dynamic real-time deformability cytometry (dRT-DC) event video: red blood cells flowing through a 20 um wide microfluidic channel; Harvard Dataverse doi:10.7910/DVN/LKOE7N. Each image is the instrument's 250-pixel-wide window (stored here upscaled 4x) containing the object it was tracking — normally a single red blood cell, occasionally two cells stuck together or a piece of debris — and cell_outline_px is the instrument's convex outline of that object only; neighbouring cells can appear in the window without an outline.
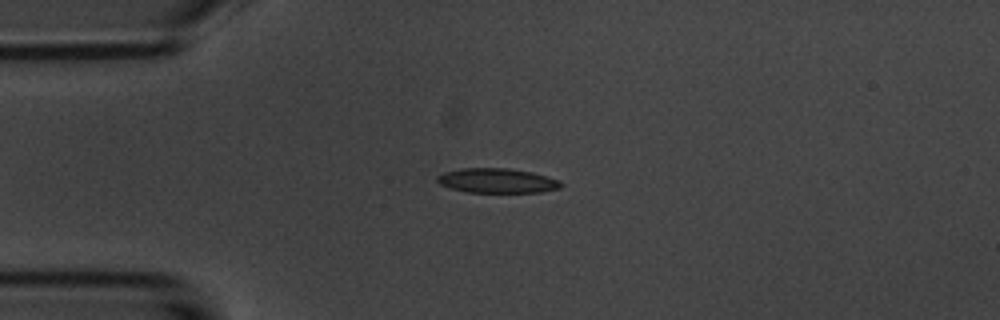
{"species": "common noctule bat (a hibernating species)", "species_latin": "Nyctalus noctula", "temperature_condition": "room temperature", "stored_images_in_passage": 12, "camera_frame_rate_fps": 3000, "um_per_image_px": 0.085, "animal": {"sex": "male", "body_mass_g": 20.1, "forearm_length_mm": 53.5}, "frame": {"image": 1, "passage_image": 1, "time_ms": 0.0, "image_size_px": [1000, 320], "cell_outline_px": [[564, 184], [560, 188], [540, 192], [468, 192], [452, 188], [440, 184], [436, 180], [436, 176], [444, 172], [464, 168], [508, 168], [532, 172], [560, 180]], "centroid_in_image_um": [42.28, 15.35], "position_along_channel_um": 42.7, "area_um2": 17.69}}
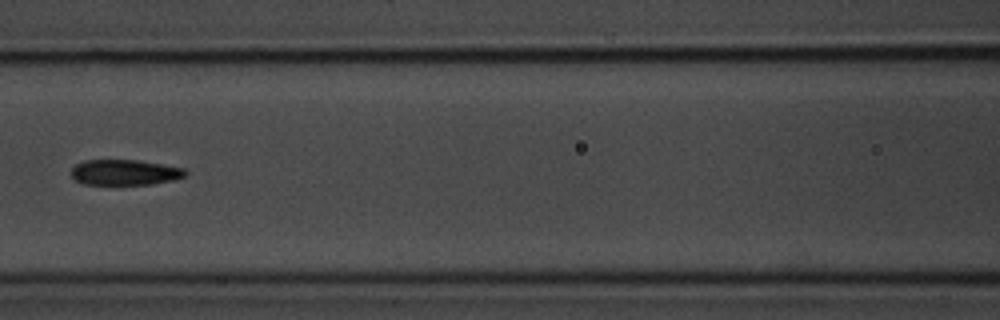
{"frame": {"image": 2, "passage_image": 4, "time_ms": 3.667, "image_size_px": [1000, 320], "cell_outline_px": [[188, 172], [184, 176], [176, 180], [152, 184], [84, 184], [72, 180], [72, 168], [76, 164], [84, 160], [140, 160], [184, 168]], "centroid_in_image_um": [10.61, 14.65], "position_along_channel_um": 156.0, "area_um2": 17.11}}
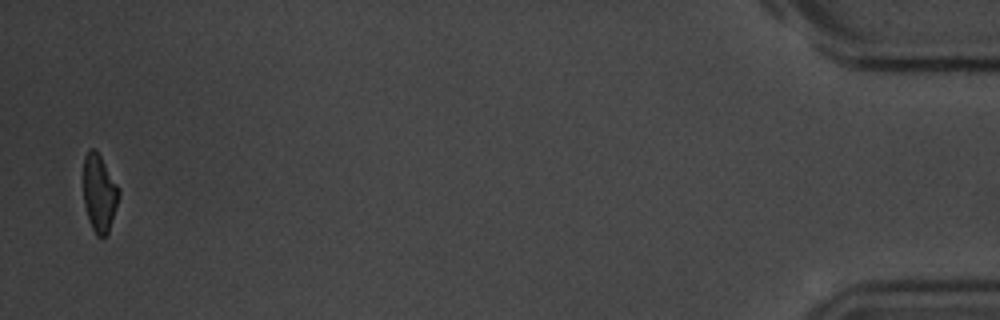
{"frame": {"image": 3, "passage_image": 12, "time_ms": 13.667, "image_size_px": [1000, 320], "cell_outline_px": [[120, 196], [108, 232], [104, 236], [96, 236], [88, 220], [84, 204], [84, 156], [88, 148], [96, 148], [120, 188]], "centroid_in_image_um": [8.45, 16.38], "position_along_channel_um": 426.8, "area_um2": 16.18}, "authors_computed_cell_mechanics": {"area_um2": 17.6868, "velocity_mm_per_s": 3.6144, "shape_relaxation_time_tau1_ms": 3.4605, "shape_relaxation_time_tau2_ms": 2.8451, "deformation_change_tau1": 0.1225, "deformation_change_tau2": 0.0929}}